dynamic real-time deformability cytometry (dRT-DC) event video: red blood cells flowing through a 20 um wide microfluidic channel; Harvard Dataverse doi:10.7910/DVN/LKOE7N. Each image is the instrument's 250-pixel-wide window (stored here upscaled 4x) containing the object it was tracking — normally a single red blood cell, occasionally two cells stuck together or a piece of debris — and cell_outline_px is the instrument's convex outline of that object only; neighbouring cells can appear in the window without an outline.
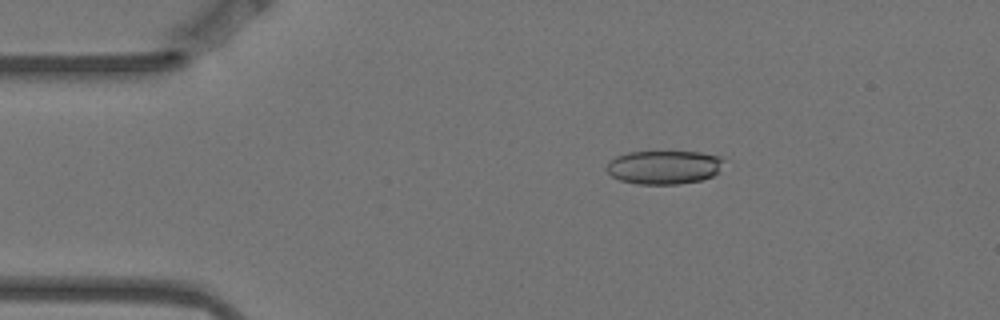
{"species": "Egyptian fruit bat (a non-hibernating species)", "species_latin": "Rousettus aegyptiacus", "temperature_condition": "warm", "stored_images_in_passage": 8, "camera_frame_rate_fps": 3000, "um_per_image_px": 0.085, "animal": {"sex": "female"}, "frame": {"image": 1, "passage_image": 3, "time_ms": 0.667, "image_size_px": [1000, 320], "cell_outline_px": [[728, 160], [720, 172], [712, 176], [700, 180], [680, 184], [636, 184], [620, 180], [612, 176], [604, 168], [608, 160], [616, 156], [628, 152], [700, 152], [720, 156]], "centroid_in_image_um": [56.47, 14.21], "position_along_channel_um": 28.5, "area_um2": 23.47}}
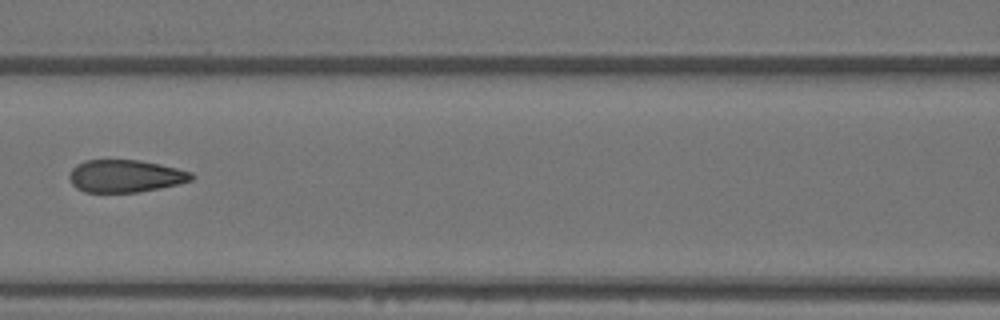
{"frame": {"image": 2, "passage_image": 7, "time_ms": 2.0, "image_size_px": [1000, 320], "cell_outline_px": [[196, 176], [192, 180], [160, 188], [136, 192], [84, 192], [76, 188], [72, 184], [68, 176], [72, 168], [76, 164], [84, 160], [140, 160], [160, 164], [192, 172]], "centroid_in_image_um": [10.63, 14.96], "position_along_channel_um": 156.0, "area_um2": 23.18}}
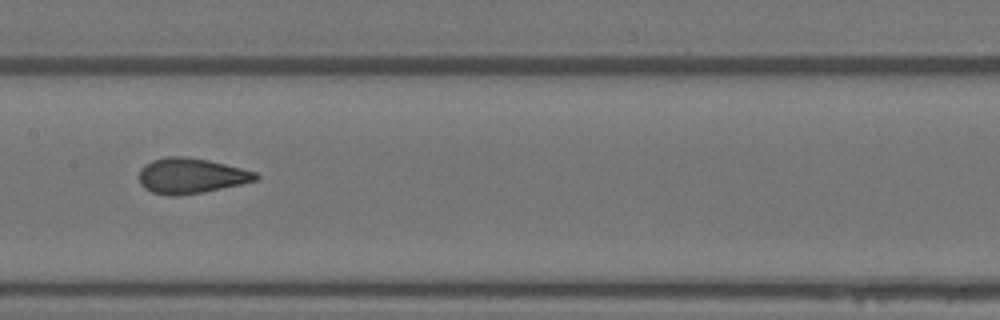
{"frame": {"image": 3, "passage_image": 8, "time_ms": 2.333, "image_size_px": [1000, 320], "cell_outline_px": [[260, 176], [256, 180], [240, 184], [204, 192], [176, 196], [168, 196], [152, 192], [144, 188], [140, 184], [140, 168], [144, 164], [152, 160], [168, 156], [184, 156], [208, 160], [256, 172]], "centroid_in_image_um": [16.2, 14.94], "position_along_channel_um": 191.2, "area_um2": 23.99}}